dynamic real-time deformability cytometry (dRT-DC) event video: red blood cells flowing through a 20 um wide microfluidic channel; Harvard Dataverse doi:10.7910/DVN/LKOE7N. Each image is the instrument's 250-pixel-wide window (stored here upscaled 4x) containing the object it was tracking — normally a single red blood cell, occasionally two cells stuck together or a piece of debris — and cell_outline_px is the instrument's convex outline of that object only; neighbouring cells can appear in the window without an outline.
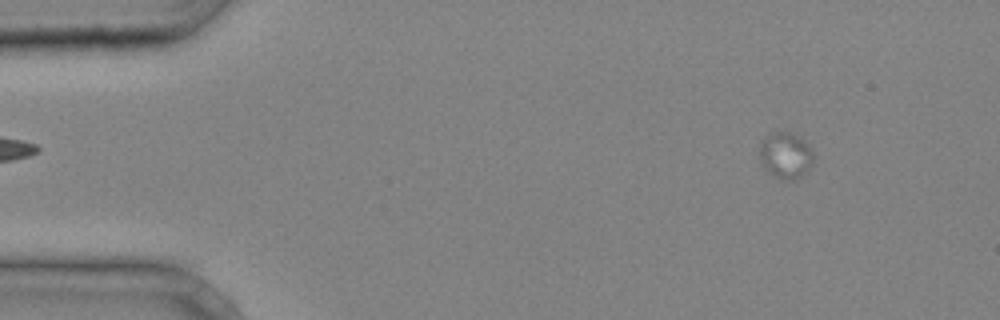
{"species": "common noctule bat (a hibernating species)", "species_latin": "Nyctalus noctula", "temperature_condition": "cold", "stored_images_in_passage": 19, "camera_frame_rate_fps": 3000, "um_per_image_px": 0.085, "animal": {"sex": "male", "body_mass_g": 20.4}, "frame": {"image": 1, "passage_image": 1, "time_ms": 0.0, "image_size_px": [1000, 320], "cell_outline_px": [[812, 164], [808, 172], [796, 180], [784, 180], [776, 176], [764, 168], [760, 164], [760, 144], [768, 132], [788, 132], [796, 136], [812, 148]], "centroid_in_image_um": [66.77, 13.23], "position_along_channel_um": 18.2, "area_um2": 14.51}}